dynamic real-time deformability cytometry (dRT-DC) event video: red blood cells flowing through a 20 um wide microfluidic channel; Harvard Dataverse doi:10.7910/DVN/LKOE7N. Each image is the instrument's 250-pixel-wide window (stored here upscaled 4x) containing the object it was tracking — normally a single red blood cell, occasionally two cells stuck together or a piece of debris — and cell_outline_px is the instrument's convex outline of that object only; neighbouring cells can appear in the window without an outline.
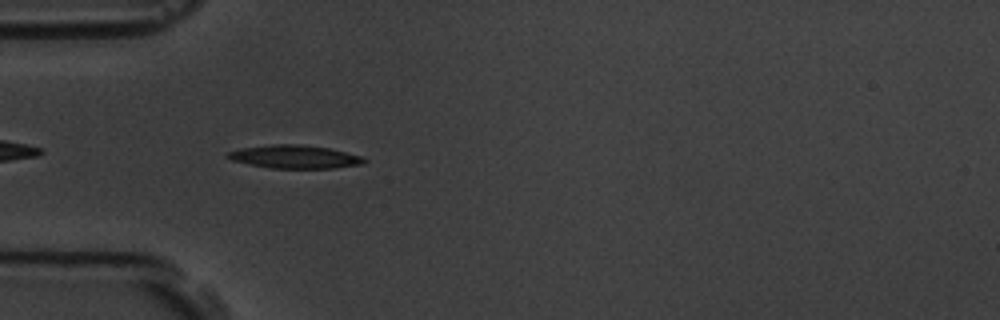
{"species": "common noctule bat (a hibernating species)", "species_latin": "Nyctalus noctula", "temperature_condition": "room temperature", "stored_images_in_passage": 43, "camera_frame_rate_fps": 3000, "um_per_image_px": 0.085, "animal": {"sex": "male", "body_mass_g": 19.5, "forearm_length_mm": 54.6}, "frame": {"image": 1, "passage_image": 3, "time_ms": 0.667, "image_size_px": [1000, 320], "cell_outline_px": [[368, 160], [364, 164], [332, 168], [272, 168], [232, 160], [224, 156], [228, 152], [240, 148], [272, 144], [300, 144], [328, 148], [360, 156]], "centroid_in_image_um": [25.04, 13.32], "position_along_channel_um": 60.0, "area_um2": 18.26}}
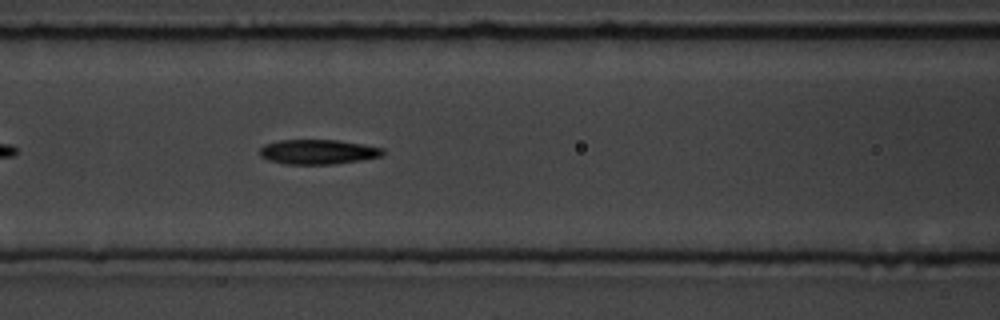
{"frame": {"image": 2, "passage_image": 10, "time_ms": 3.0, "image_size_px": [1000, 320], "cell_outline_px": [[384, 152], [380, 156], [360, 160], [332, 164], [284, 164], [268, 160], [260, 156], [260, 148], [264, 144], [280, 140], [340, 140], [364, 144], [384, 148]], "centroid_in_image_um": [27.01, 12.9], "position_along_channel_um": 139.6, "area_um2": 17.74}}
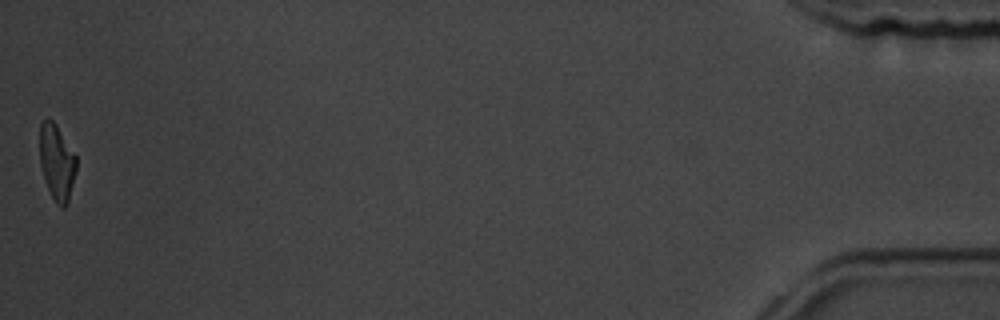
{"frame": {"image": 3, "passage_image": 43, "time_ms": 14.0, "image_size_px": [1000, 320], "cell_outline_px": [[76, 168], [68, 204], [64, 208], [56, 204], [48, 188], [40, 164], [40, 124], [48, 116], [56, 124], [76, 156]], "centroid_in_image_um": [4.83, 13.78], "position_along_channel_um": 430.4, "area_um2": 16.01}, "authors_computed_cell_mechanics": {"area_um2": 17.629, "velocity_mm_per_s": 3.5345, "shape_relaxation_time_tau1_ms": 3.9027, "shape_relaxation_time_tau2_ms": 6.5596, "deformation_change_tau1": 0.137, "deformation_change_tau2": 0.1657}}